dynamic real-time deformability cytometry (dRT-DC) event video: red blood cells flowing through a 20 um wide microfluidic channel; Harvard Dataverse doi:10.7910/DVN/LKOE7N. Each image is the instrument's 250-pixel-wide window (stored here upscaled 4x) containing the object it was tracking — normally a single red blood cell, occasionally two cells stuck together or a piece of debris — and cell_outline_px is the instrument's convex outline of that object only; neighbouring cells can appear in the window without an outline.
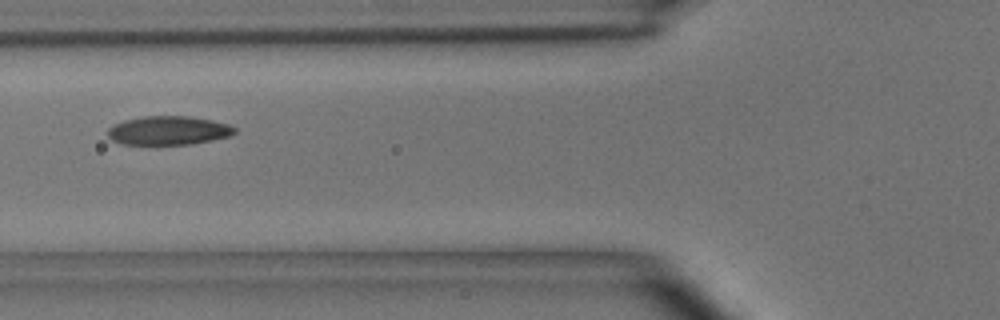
{"species": "common noctule bat (a hibernating species)", "species_latin": "Nyctalus noctula", "temperature_condition": "room temperature", "stored_images_in_passage": 3, "camera_frame_rate_fps": 3000, "um_per_image_px": 0.085, "animal": {"sex": "male", "body_mass_g": 15.6}, "frame": {"image": 1, "passage_image": 3, "time_ms": 2.333, "image_size_px": [1000, 320], "cell_outline_px": [[236, 132], [232, 136], [192, 144], [124, 144], [112, 140], [108, 136], [108, 128], [124, 120], [144, 116], [188, 116], [212, 120], [228, 124], [236, 128]], "centroid_in_image_um": [14.36, 11.09], "position_along_channel_um": 111.4, "area_um2": 21.27}}